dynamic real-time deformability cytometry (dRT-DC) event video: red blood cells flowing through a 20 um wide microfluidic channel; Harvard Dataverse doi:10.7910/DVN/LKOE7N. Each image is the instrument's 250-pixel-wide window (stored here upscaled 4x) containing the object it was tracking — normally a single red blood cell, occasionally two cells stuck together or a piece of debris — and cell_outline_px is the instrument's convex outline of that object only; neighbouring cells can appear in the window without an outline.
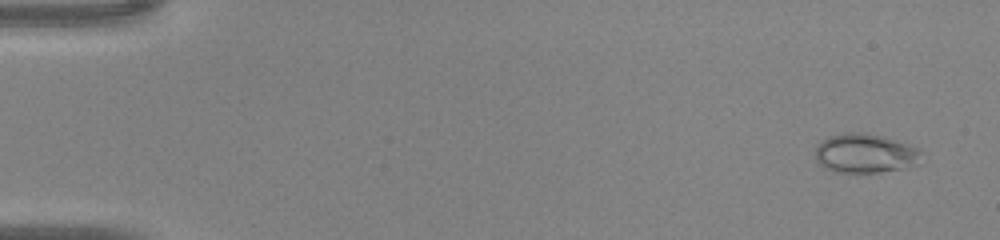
{"species": "common noctule bat (a hibernating species)", "species_latin": "Nyctalus noctula", "temperature_condition": "warm", "stored_images_in_passage": 47, "camera_frame_rate_fps": 3000, "um_per_image_px": 0.085, "animal": {"sex": "male", "body_mass_g": 20.0, "forearm_length_mm": 53.3}, "frame": {"image": 1, "passage_image": 3, "time_ms": 0.667, "image_size_px": [1000, 240], "cell_outline_px": [[920, 152], [916, 164], [900, 168], [880, 172], [856, 176], [832, 172], [816, 164], [816, 144], [828, 136], [844, 132], [860, 132], [884, 136], [920, 148]], "centroid_in_image_um": [73.43, 13.07], "position_along_channel_um": 11.6, "area_um2": 25.03}}
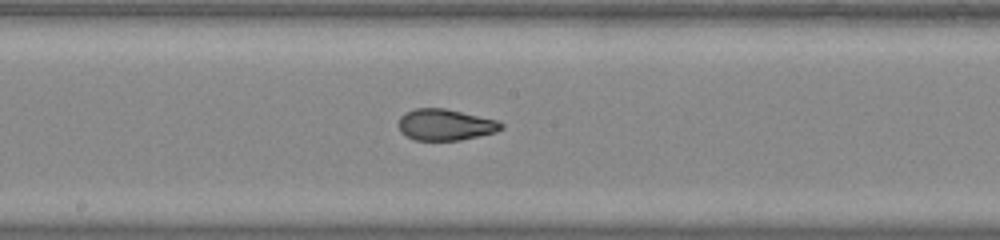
{"frame": {"image": 2, "passage_image": 26, "time_ms": 8.333, "image_size_px": [1000, 240], "cell_outline_px": [[504, 128], [496, 132], [460, 140], [416, 140], [400, 132], [396, 124], [400, 116], [404, 112], [416, 108], [444, 108], [496, 120], [504, 124]], "centroid_in_image_um": [37.81, 10.6], "position_along_channel_um": 210.4, "area_um2": 18.79}}
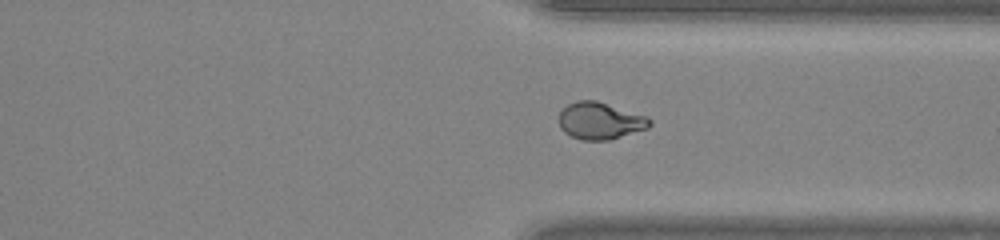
{"frame": {"image": 3, "passage_image": 36, "time_ms": 11.667, "image_size_px": [1000, 240], "cell_outline_px": [[652, 124], [648, 128], [608, 140], [584, 140], [572, 136], [564, 132], [560, 128], [560, 112], [568, 104], [576, 100], [596, 100], [648, 116], [652, 120]], "centroid_in_image_um": [51.03, 10.26], "position_along_channel_um": 360.4, "area_um2": 19.54}}